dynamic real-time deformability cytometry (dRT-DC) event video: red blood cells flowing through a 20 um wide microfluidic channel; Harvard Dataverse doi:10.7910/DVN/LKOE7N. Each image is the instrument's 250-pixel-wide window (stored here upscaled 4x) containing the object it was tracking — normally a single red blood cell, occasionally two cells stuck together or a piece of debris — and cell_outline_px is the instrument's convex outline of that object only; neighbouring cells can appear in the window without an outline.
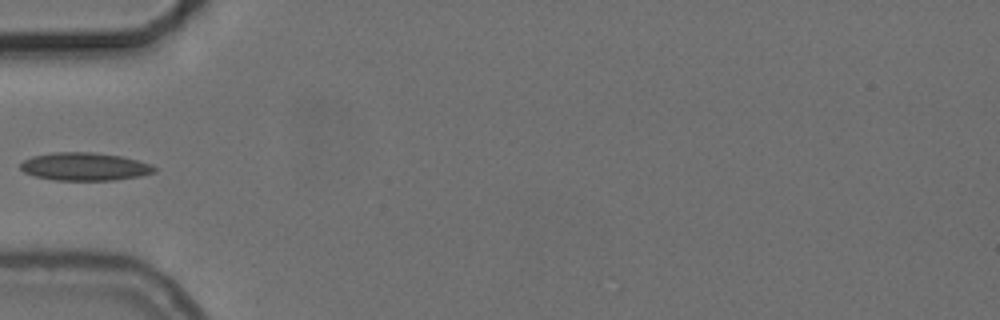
{"species": "common noctule bat (a hibernating species)", "species_latin": "Nyctalus noctula", "temperature_condition": "cold", "stored_images_in_passage": 38, "camera_frame_rate_fps": 3000, "um_per_image_px": 0.085, "animal": {"sex": "female", "body_mass_g": 24.6, "forearm_length_mm": 56.2}, "frame": {"image": 1, "passage_image": 1, "time_ms": 0.0, "image_size_px": [1000, 320], "cell_outline_px": [[156, 172], [140, 176], [112, 180], [56, 180], [36, 176], [24, 172], [20, 168], [20, 164], [24, 160], [32, 156], [52, 152], [92, 152], [120, 156], [152, 164], [156, 168]], "centroid_in_image_um": [7.2, 14.15], "position_along_channel_um": 77.8, "area_um2": 21.73}}
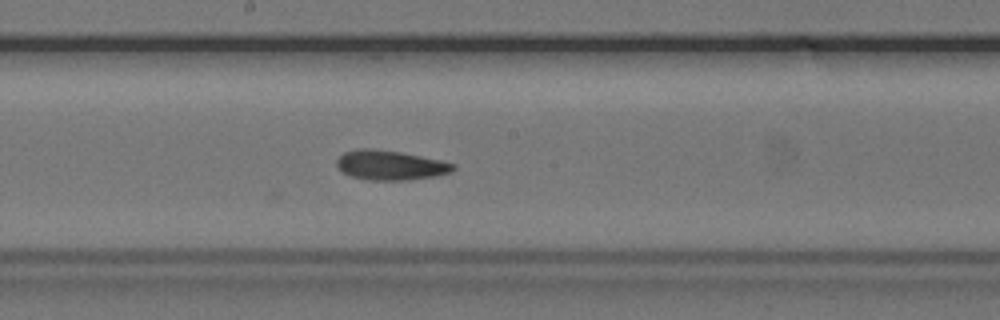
{"frame": {"image": 2, "passage_image": 12, "time_ms": 3.667, "image_size_px": [1000, 320], "cell_outline_px": [[456, 168], [452, 172], [436, 176], [408, 180], [368, 180], [352, 176], [344, 172], [336, 164], [336, 160], [344, 152], [356, 148], [372, 148], [400, 152], [440, 160], [456, 164]], "centroid_in_image_um": [33.2, 14.04], "position_along_channel_um": 215.0, "area_um2": 20.11}}
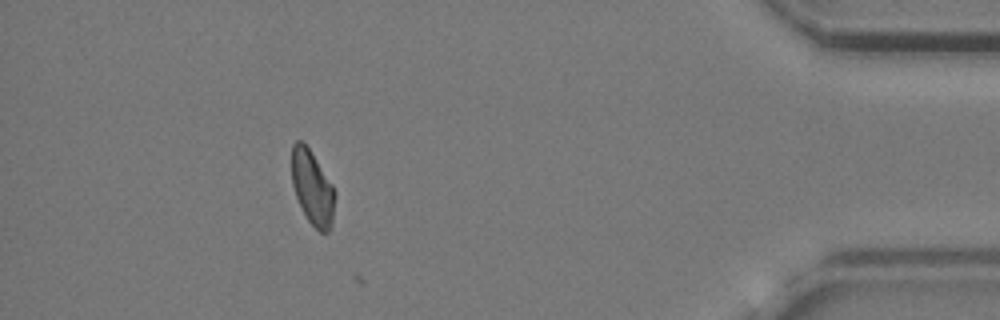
{"frame": {"image": 3, "passage_image": 32, "time_ms": 10.333, "image_size_px": [1000, 320], "cell_outline_px": [[336, 196], [332, 224], [328, 232], [320, 232], [308, 220], [296, 196], [292, 184], [292, 144], [296, 140], [304, 140], [332, 184], [336, 192]], "centroid_in_image_um": [26.56, 15.93], "position_along_channel_um": 408.6, "area_um2": 18.79}}